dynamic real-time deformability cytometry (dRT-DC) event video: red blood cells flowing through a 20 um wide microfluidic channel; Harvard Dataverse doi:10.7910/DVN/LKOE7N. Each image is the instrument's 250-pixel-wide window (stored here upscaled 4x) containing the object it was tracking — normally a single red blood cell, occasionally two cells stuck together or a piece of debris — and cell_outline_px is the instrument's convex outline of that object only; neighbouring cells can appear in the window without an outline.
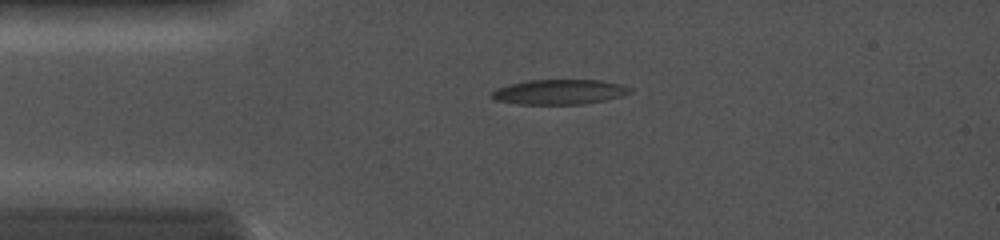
{"species": "common noctule bat (a hibernating species)", "species_latin": "Nyctalus noctula", "temperature_condition": "cold", "stored_images_in_passage": 51, "camera_frame_rate_fps": 5000, "um_per_image_px": 0.085, "animal": {"sex": "female", "body_mass_g": 19.0, "forearm_length_mm": 56.7}, "frame": {"image": 1, "passage_image": 7, "time_ms": 1.6, "image_size_px": [1000, 240], "cell_outline_px": [[632, 92], [620, 96], [604, 100], [580, 104], [520, 104], [496, 100], [488, 96], [496, 88], [528, 80], [600, 80], [624, 84], [632, 88]], "centroid_in_image_um": [47.56, 7.81], "position_along_channel_um": 37.4, "area_um2": 20.06}}
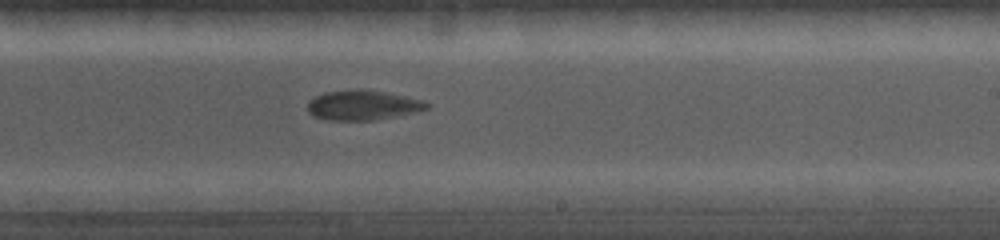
{"frame": {"image": 2, "passage_image": 29, "time_ms": 7.4, "image_size_px": [1000, 240], "cell_outline_px": [[432, 104], [428, 108], [416, 112], [372, 120], [328, 120], [312, 116], [308, 112], [308, 100], [324, 92], [360, 88], [384, 92], [404, 96], [420, 100]], "centroid_in_image_um": [30.8, 8.93], "position_along_channel_um": 258.2, "area_um2": 20.69}}
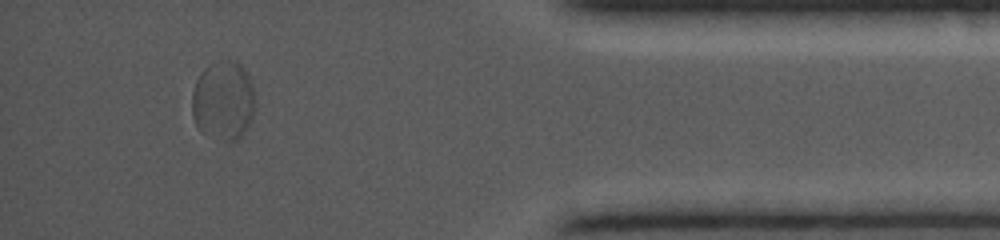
{"frame": {"image": 3, "passage_image": 46, "time_ms": 11.8, "image_size_px": [1000, 240], "cell_outline_px": [[256, 108], [252, 120], [244, 132], [236, 140], [224, 140], [200, 132], [192, 116], [192, 92], [196, 80], [200, 72], [208, 64], [220, 60], [228, 60], [240, 64], [244, 68], [252, 80], [256, 100]], "centroid_in_image_um": [19.0, 8.52], "position_along_channel_um": 416.2, "area_um2": 29.71}}